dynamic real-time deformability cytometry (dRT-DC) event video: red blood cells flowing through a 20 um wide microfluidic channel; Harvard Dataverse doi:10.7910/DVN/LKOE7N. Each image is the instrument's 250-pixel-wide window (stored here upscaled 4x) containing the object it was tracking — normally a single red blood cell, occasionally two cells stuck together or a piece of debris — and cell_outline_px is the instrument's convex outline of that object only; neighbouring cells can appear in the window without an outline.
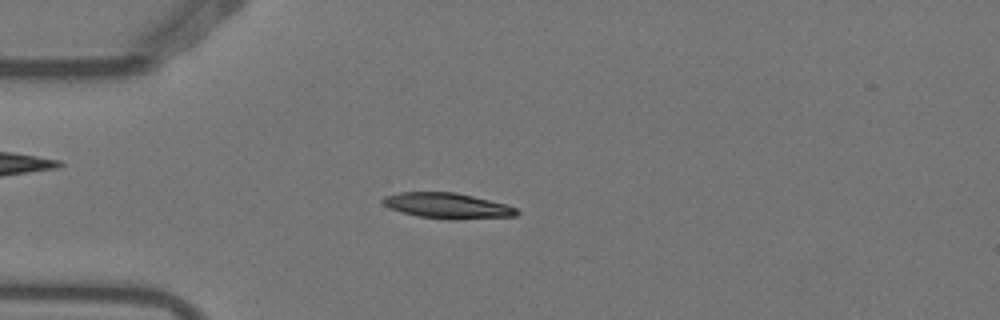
{"species": "Egyptian fruit bat (a non-hibernating species)", "species_latin": "Rousettus aegyptiacus", "temperature_condition": "warm", "stored_images_in_passage": 3, "camera_frame_rate_fps": 3000, "um_per_image_px": 0.085, "animal": {"sex": "female"}, "frame": {"image": 1, "passage_image": 3, "time_ms": 0.667, "image_size_px": [1000, 320], "cell_outline_px": [[520, 212], [516, 216], [456, 220], [448, 220], [416, 216], [400, 212], [388, 208], [380, 200], [384, 196], [400, 192], [456, 192], [508, 204], [516, 208]], "centroid_in_image_um": [38.03, 17.49], "position_along_channel_um": 47.0, "area_um2": 20.35}}